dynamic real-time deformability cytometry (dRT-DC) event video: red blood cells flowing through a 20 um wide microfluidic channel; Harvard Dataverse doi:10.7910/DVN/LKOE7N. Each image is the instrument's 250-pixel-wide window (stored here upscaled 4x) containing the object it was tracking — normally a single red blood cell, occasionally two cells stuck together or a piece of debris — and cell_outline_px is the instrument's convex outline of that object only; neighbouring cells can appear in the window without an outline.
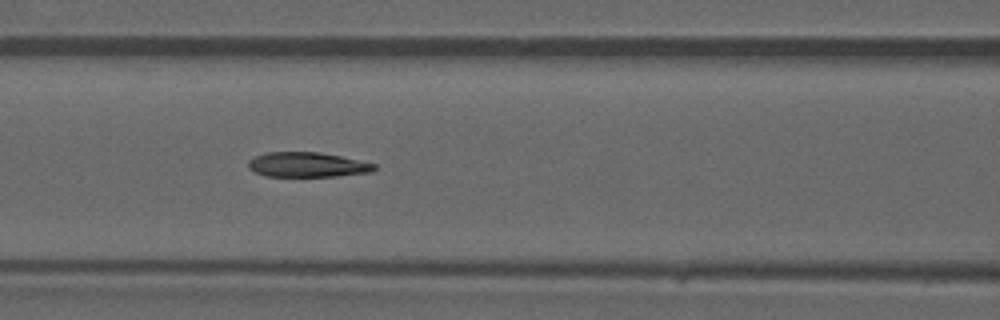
{"species": "common noctule bat (a hibernating species)", "species_latin": "Nyctalus noctula", "temperature_condition": "warm", "stored_images_in_passage": 46, "camera_frame_rate_fps": 3000, "um_per_image_px": 0.085, "animal": {"sex": "male", "forearm_length_mm": 52.5}, "frame": {"image": 1, "passage_image": 20, "time_ms": 6.333, "image_size_px": [1000, 320], "cell_outline_px": [[376, 168], [372, 172], [336, 176], [264, 176], [248, 168], [248, 160], [256, 156], [268, 152], [320, 152], [340, 156], [376, 164]], "centroid_in_image_um": [26.11, 14.0], "position_along_channel_um": 140.5, "area_um2": 18.15}}